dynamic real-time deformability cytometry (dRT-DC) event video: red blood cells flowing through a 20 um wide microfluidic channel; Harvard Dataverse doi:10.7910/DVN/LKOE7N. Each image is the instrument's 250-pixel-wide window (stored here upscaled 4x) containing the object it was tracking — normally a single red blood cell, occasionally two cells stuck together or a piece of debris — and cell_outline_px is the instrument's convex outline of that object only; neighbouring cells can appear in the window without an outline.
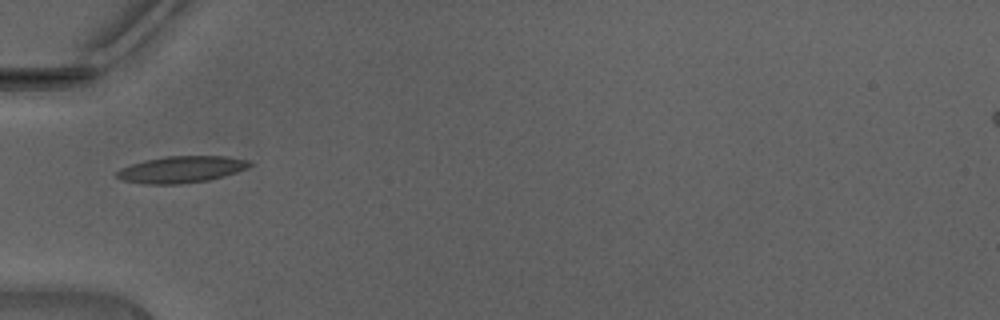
{"species": "Egyptian fruit bat (a non-hibernating species)", "species_latin": "Rousettus aegyptiacus", "temperature_condition": "warm", "stored_images_in_passage": 31, "camera_frame_rate_fps": 3000, "um_per_image_px": 0.085, "animal": {"sex": "male"}, "frame": {"image": 1, "passage_image": 1, "time_ms": 0.0, "image_size_px": [1000, 320], "cell_outline_px": [[252, 164], [248, 168], [236, 172], [208, 180], [180, 184], [144, 184], [124, 180], [116, 176], [116, 172], [120, 168], [144, 160], [164, 156], [224, 156], [248, 160]], "centroid_in_image_um": [15.4, 14.4], "position_along_channel_um": 69.6, "area_um2": 20.52}}
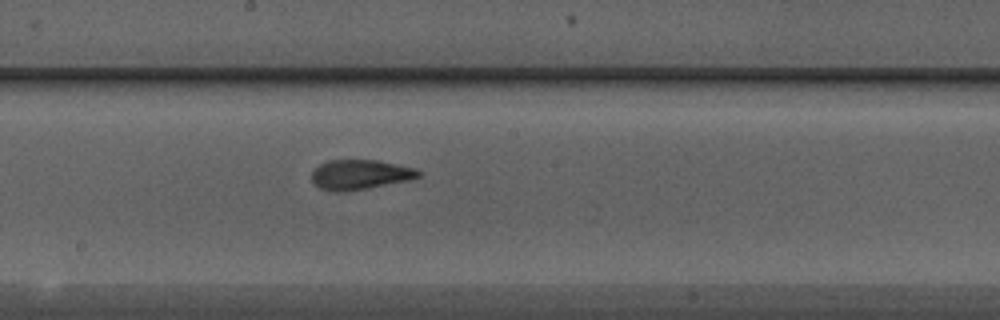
{"frame": {"image": 2, "passage_image": 11, "time_ms": 3.333, "image_size_px": [1000, 320], "cell_outline_px": [[424, 172], [420, 176], [408, 180], [344, 192], [336, 192], [320, 188], [312, 180], [312, 172], [320, 164], [328, 160], [376, 160], [416, 168]], "centroid_in_image_um": [30.62, 14.83], "position_along_channel_um": 217.6, "area_um2": 18.38}}
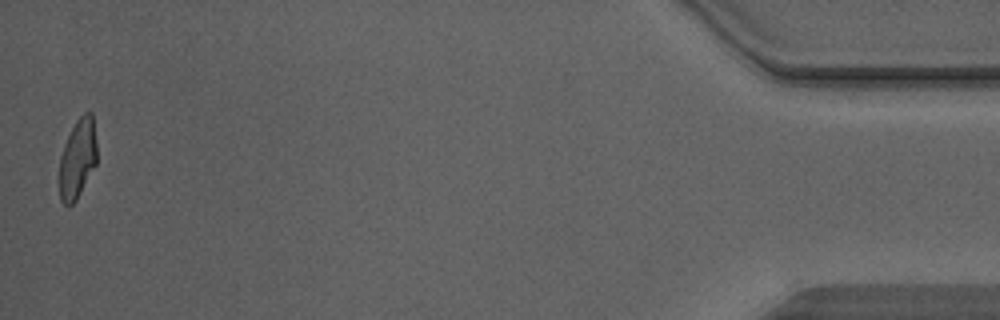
{"frame": {"image": 3, "passage_image": 31, "time_ms": 10.0, "image_size_px": [1000, 320], "cell_outline_px": [[96, 164], [76, 200], [68, 208], [60, 200], [60, 156], [64, 144], [76, 120], [84, 112], [92, 112], [96, 144]], "centroid_in_image_um": [6.59, 13.49], "position_along_channel_um": 428.6, "area_um2": 17.22}, "authors_computed_cell_mechanics": {"area_um2": 18.496, "velocity_mm_per_s": 4.4617, "shape_relaxation_time_tau1_ms": 8.3679, "shape_relaxation_time_tau2_ms": 1.3297, "deformation_change_tau1": 0.2869, "deformation_change_tau2": 0.0894}}